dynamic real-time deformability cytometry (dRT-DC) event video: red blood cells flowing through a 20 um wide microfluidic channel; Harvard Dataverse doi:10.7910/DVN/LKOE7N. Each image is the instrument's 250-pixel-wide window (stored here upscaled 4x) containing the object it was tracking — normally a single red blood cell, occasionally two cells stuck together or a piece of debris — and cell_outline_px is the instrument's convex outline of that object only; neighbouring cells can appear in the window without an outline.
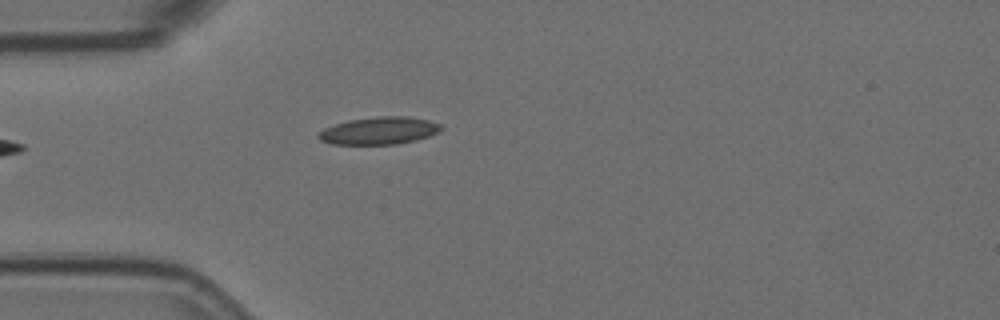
{"species": "Egyptian fruit bat (a non-hibernating species)", "species_latin": "Rousettus aegyptiacus", "temperature_condition": "room temperature", "stored_images_in_passage": 9, "camera_frame_rate_fps": 3000, "um_per_image_px": 0.085, "animal": {"sex": "female"}, "frame": {"image": 1, "passage_image": 1, "time_ms": 0.0, "image_size_px": [1000, 320], "cell_outline_px": [[444, 128], [440, 132], [416, 140], [396, 144], [332, 144], [320, 140], [316, 136], [324, 128], [348, 120], [376, 116], [408, 116], [428, 120], [440, 124]], "centroid_in_image_um": [32.25, 11.1], "position_along_channel_um": 52.8, "area_um2": 19.65}}